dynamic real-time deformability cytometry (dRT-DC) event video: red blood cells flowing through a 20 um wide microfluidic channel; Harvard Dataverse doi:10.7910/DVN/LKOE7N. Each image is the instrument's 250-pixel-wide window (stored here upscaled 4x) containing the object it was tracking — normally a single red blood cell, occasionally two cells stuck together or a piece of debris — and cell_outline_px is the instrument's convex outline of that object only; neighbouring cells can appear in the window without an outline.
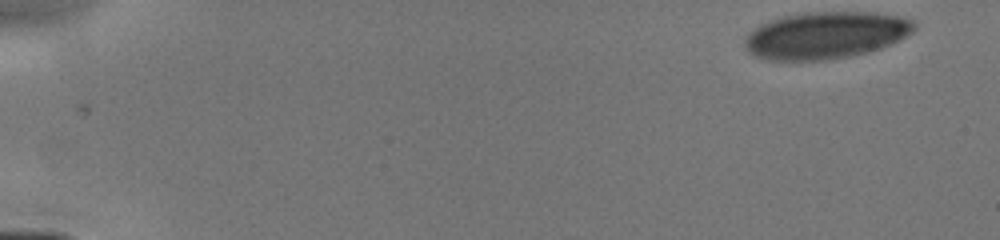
{"species": "human", "species_latin": "Homo sapiens", "temperature_condition": "cold", "stored_images_in_passage": 8, "camera_frame_rate_fps": 3000, "um_per_image_px": 0.085, "donor": {"sex": "male"}, "frame": {"image": 1, "passage_image": 1, "time_ms": 0.0, "image_size_px": [1000, 240], "cell_outline_px": [[916, 28], [912, 32], [900, 40], [892, 44], [868, 52], [848, 56], [824, 60], [768, 60], [756, 56], [744, 44], [744, 40], [748, 32], [760, 24], [768, 20], [784, 16], [804, 12], [876, 12], [916, 20]], "centroid_in_image_um": [70.21, 2.98], "position_along_channel_um": 14.8, "area_um2": 46.53}}
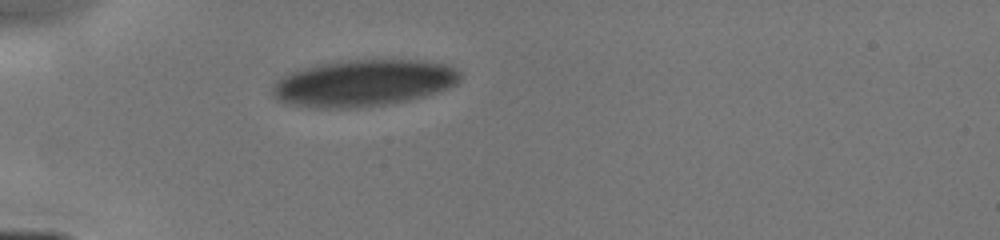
{"frame": {"image": 2, "passage_image": 6, "time_ms": 4.0, "image_size_px": [1000, 240], "cell_outline_px": [[460, 80], [456, 84], [448, 88], [412, 100], [392, 104], [356, 108], [312, 108], [288, 104], [276, 100], [272, 96], [272, 88], [280, 76], [288, 72], [320, 64], [340, 60], [424, 60], [444, 64], [456, 68], [460, 72]], "centroid_in_image_um": [30.87, 7.07], "position_along_channel_um": 54.1, "area_um2": 51.67}}